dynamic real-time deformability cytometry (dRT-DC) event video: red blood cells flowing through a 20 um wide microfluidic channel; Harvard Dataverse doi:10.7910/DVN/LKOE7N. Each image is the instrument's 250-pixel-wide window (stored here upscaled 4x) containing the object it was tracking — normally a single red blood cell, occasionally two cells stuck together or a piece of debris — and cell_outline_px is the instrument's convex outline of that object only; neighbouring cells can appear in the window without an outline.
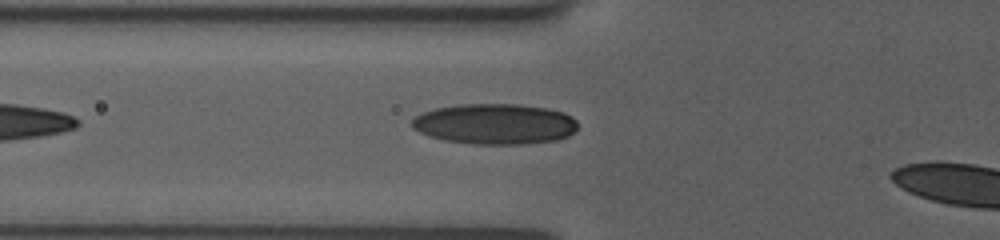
{"species": "human", "species_latin": "Homo sapiens", "temperature_condition": "room temperature", "stored_images_in_passage": 35, "camera_frame_rate_fps": 3000, "um_per_image_px": 0.085, "donor": {"sex": "female"}, "frame": {"image": 1, "passage_image": 6, "time_ms": 1.667, "image_size_px": [1000, 240], "cell_outline_px": [[576, 132], [568, 136], [556, 140], [524, 144], [476, 144], [444, 140], [428, 136], [412, 128], [412, 120], [416, 116], [424, 112], [436, 108], [460, 104], [520, 104], [548, 108], [564, 112], [572, 116], [576, 120]], "centroid_in_image_um": [42.09, 10.53], "position_along_channel_um": 83.7, "area_um2": 39.36}}
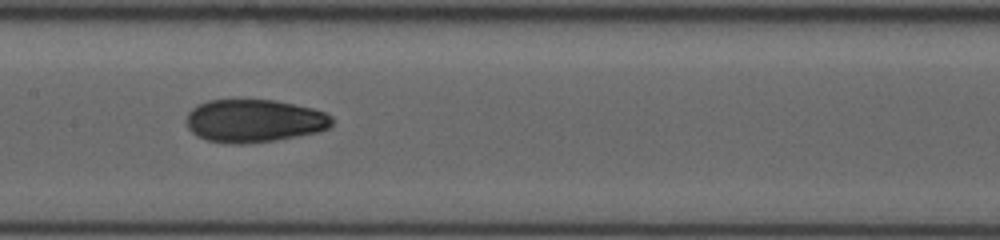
{"frame": {"image": 2, "passage_image": 14, "time_ms": 4.333, "image_size_px": [1000, 240], "cell_outline_px": [[332, 124], [328, 128], [316, 132], [276, 140], [244, 144], [232, 144], [208, 140], [196, 136], [188, 128], [188, 112], [192, 108], [208, 100], [276, 100], [312, 108], [324, 112], [332, 116]], "centroid_in_image_um": [21.61, 10.27], "position_along_channel_um": 185.8, "area_um2": 36.24}}
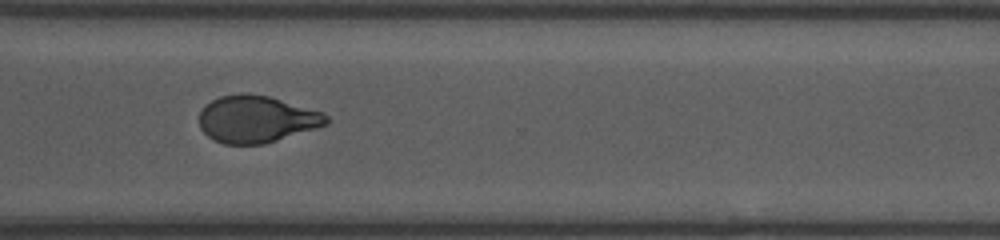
{"frame": {"image": 3, "passage_image": 27, "time_ms": 8.667, "image_size_px": [1000, 240], "cell_outline_px": [[332, 120], [328, 124], [316, 128], [264, 144], [224, 144], [212, 140], [200, 128], [200, 108], [204, 104], [220, 96], [240, 92], [248, 92], [268, 96], [324, 112]], "centroid_in_image_um": [21.8, 10.11], "position_along_channel_um": 348.8, "area_um2": 35.2}}